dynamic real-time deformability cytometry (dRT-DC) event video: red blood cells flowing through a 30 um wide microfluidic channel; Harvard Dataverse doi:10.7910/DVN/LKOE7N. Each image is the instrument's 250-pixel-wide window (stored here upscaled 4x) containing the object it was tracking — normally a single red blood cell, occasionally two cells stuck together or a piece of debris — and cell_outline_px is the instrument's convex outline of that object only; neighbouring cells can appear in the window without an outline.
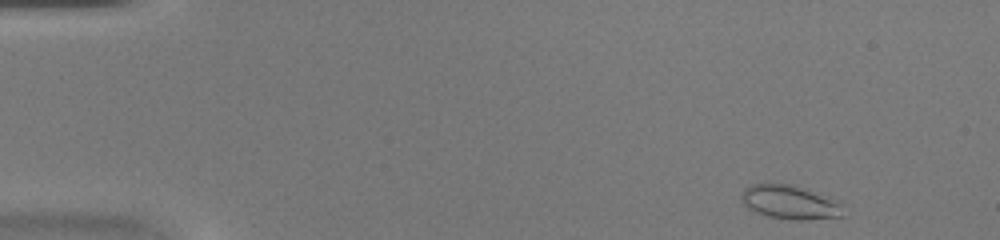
{"species": "common noctule bat (a hibernating species)", "species_latin": "Nyctalus noctula", "temperature_condition": "warm", "stored_images_in_passage": 42, "camera_frame_rate_fps": 3000, "um_per_image_px": 0.085, "animal": {"sex": "female", "body_mass_g": 20.0, "forearm_length_mm": 54.0}, "frame": {"image": 1, "passage_image": 1, "time_ms": 0.0, "image_size_px": [1000, 240], "cell_outline_px": [[844, 216], [808, 220], [792, 220], [768, 216], [756, 212], [748, 208], [740, 200], [740, 196], [744, 188], [752, 184], [792, 184], [840, 200]], "centroid_in_image_um": [67.16, 17.19], "position_along_channel_um": 17.8, "area_um2": 20.35}}
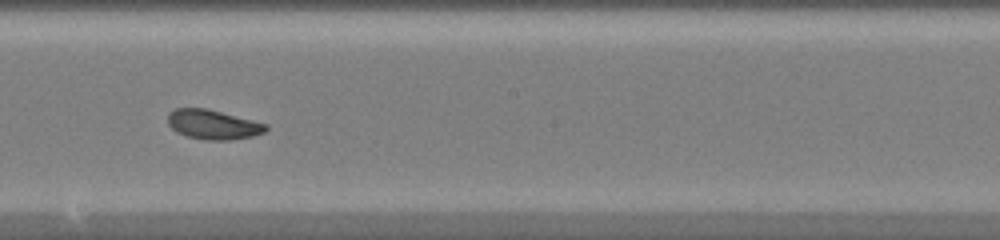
{"frame": {"image": 2, "passage_image": 23, "time_ms": 7.333, "image_size_px": [1000, 240], "cell_outline_px": [[268, 128], [264, 132], [252, 136], [228, 140], [204, 140], [188, 136], [176, 132], [168, 124], [168, 112], [176, 108], [208, 108], [268, 124]], "centroid_in_image_um": [18.1, 10.57], "position_along_channel_um": 230.1, "area_um2": 16.94}}
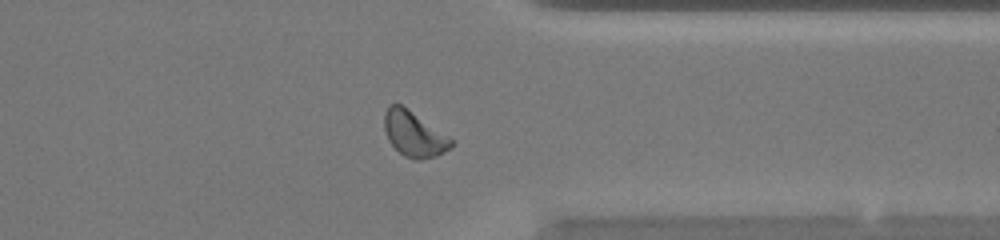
{"frame": {"image": 3, "passage_image": 33, "time_ms": 10.667, "image_size_px": [1000, 240], "cell_outline_px": [[456, 140], [452, 148], [436, 156], [420, 160], [416, 160], [404, 156], [388, 140], [384, 128], [384, 112], [388, 104], [400, 104]], "centroid_in_image_um": [35.22, 11.4], "position_along_channel_um": 376.2, "area_um2": 17.8}}